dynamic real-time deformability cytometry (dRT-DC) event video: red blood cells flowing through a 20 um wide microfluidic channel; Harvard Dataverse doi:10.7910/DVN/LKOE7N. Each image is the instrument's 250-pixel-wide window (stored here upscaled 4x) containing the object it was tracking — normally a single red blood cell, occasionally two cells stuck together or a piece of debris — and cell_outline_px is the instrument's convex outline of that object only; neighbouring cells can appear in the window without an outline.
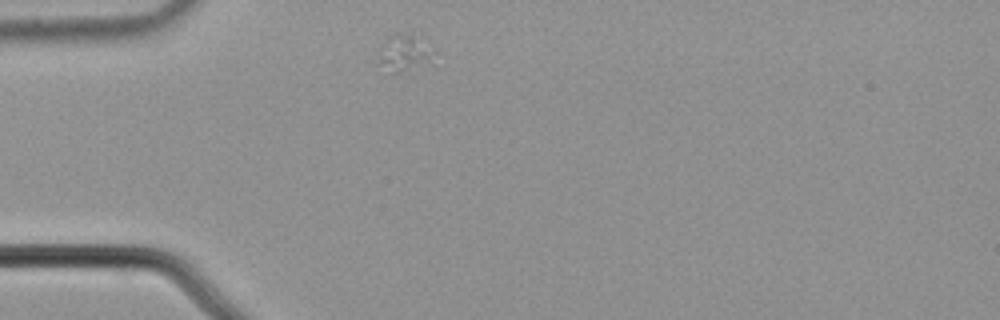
{"species": "common noctule bat (a hibernating species)", "species_latin": "Nyctalus noctula", "temperature_condition": "cold", "stored_images_in_passage": 1, "camera_frame_rate_fps": 3000, "um_per_image_px": 0.085, "animal": {"sex": "male", "body_mass_g": 21.5, "forearm_length_mm": 52.0}, "frame": {"image": 1, "passage_image": 1, "time_ms": 0.0, "image_size_px": [1000, 320], "cell_outline_px": [[436, 52], [432, 64], [396, 72], [380, 60], [380, 56], [384, 44], [388, 36], [424, 36], [436, 48]], "centroid_in_image_um": [34.63, 4.47], "position_along_channel_um": 50.4, "area_um2": 11.39}}